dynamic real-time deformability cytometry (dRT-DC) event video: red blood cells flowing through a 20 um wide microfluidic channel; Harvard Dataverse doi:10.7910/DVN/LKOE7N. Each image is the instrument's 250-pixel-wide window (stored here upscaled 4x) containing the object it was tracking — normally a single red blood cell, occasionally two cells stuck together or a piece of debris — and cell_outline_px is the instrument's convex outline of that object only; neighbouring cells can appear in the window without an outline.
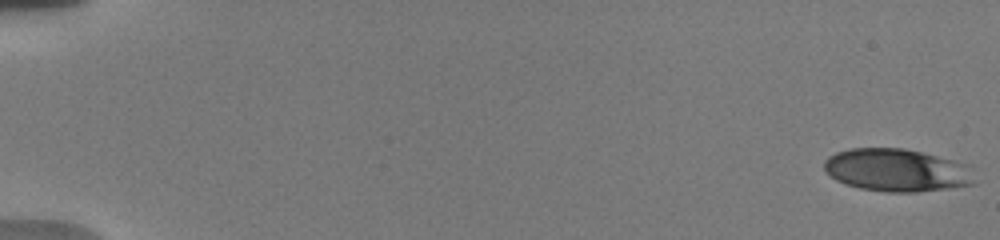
{"species": "human", "species_latin": "Homo sapiens", "temperature_condition": "warm", "stored_images_in_passage": 82, "camera_frame_rate_fps": 3000, "um_per_image_px": 0.085, "donor": {"sex": "male"}, "frame": {"image": 1, "passage_image": 1, "time_ms": 0.0, "image_size_px": [1000, 240], "cell_outline_px": [[976, 184], [948, 188], [916, 192], [884, 192], [860, 188], [836, 180], [824, 168], [824, 160], [828, 156], [836, 152], [848, 148], [904, 148], [972, 164]], "centroid_in_image_um": [76.29, 14.46], "position_along_channel_um": 8.7, "area_um2": 37.86}}
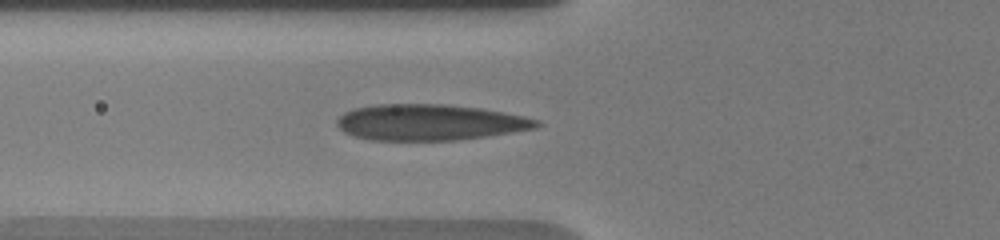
{"frame": {"image": 2, "passage_image": 41, "time_ms": 7.0, "image_size_px": [1000, 240], "cell_outline_px": [[540, 124], [536, 128], [512, 132], [456, 140], [372, 140], [352, 136], [344, 132], [336, 124], [336, 120], [344, 112], [352, 108], [372, 104], [448, 104], [480, 108], [504, 112], [524, 116], [540, 120]], "centroid_in_image_um": [36.48, 10.39], "position_along_channel_um": 89.3, "area_um2": 42.08}}
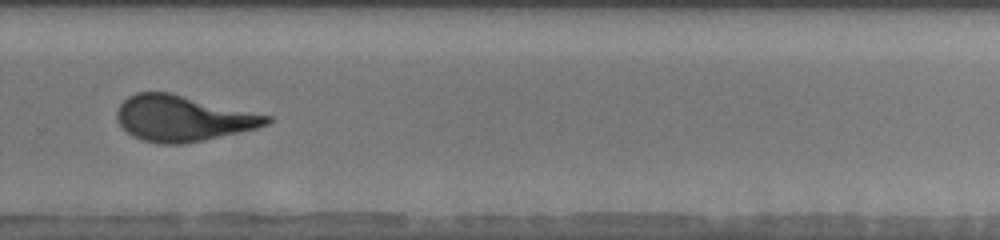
{"frame": {"image": 3, "passage_image": 66, "time_ms": 13.0, "image_size_px": [1000, 240], "cell_outline_px": [[272, 120], [268, 124], [256, 128], [240, 132], [204, 140], [184, 144], [156, 144], [140, 140], [132, 136], [120, 124], [116, 116], [116, 112], [120, 104], [128, 96], [136, 92], [168, 92], [272, 116]], "centroid_in_image_um": [15.52, 10.07], "position_along_channel_um": 314.3, "area_um2": 39.88}, "authors_computed_cell_mechanics": {"area_um2": 39.2462, "velocity_mm_per_s": 3.7544, "shape_relaxation_time_tau1_ms": 5.941, "shape_relaxation_time_tau2_ms": 0.8224, "deformation_change_tau1": 0.2252, "deformation_change_tau2": 0.0707}}